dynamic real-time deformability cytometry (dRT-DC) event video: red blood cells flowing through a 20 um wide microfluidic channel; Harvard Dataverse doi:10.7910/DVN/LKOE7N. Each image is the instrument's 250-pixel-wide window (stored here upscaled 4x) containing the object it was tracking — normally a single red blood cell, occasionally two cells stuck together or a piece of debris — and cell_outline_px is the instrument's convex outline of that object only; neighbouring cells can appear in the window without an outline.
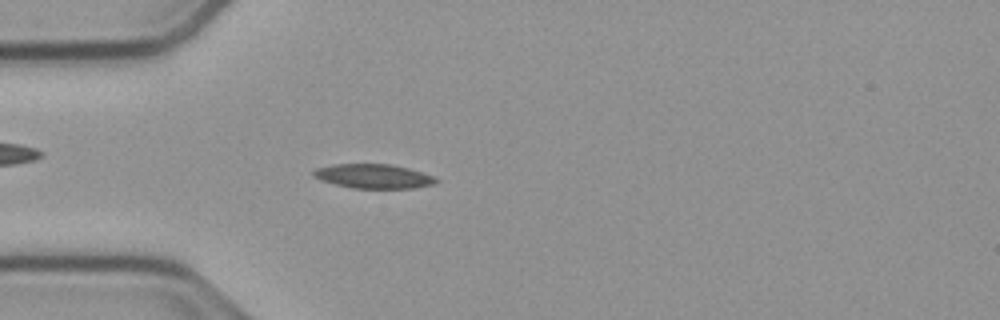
{"species": "common noctule bat (a hibernating species)", "species_latin": "Nyctalus noctula", "temperature_condition": "cold", "stored_images_in_passage": 54, "camera_frame_rate_fps": 3000, "um_per_image_px": 0.085, "animal": {"sex": "male", "body_mass_g": 23.1, "forearm_length_mm": 52.7}, "frame": {"image": 1, "passage_image": 15, "time_ms": 4.667, "image_size_px": [1000, 320], "cell_outline_px": [[440, 180], [436, 184], [416, 188], [352, 188], [320, 180], [312, 176], [312, 172], [316, 168], [332, 164], [392, 164], [408, 168], [432, 176]], "centroid_in_image_um": [31.74, 14.98], "position_along_channel_um": 53.3, "area_um2": 17.4}}
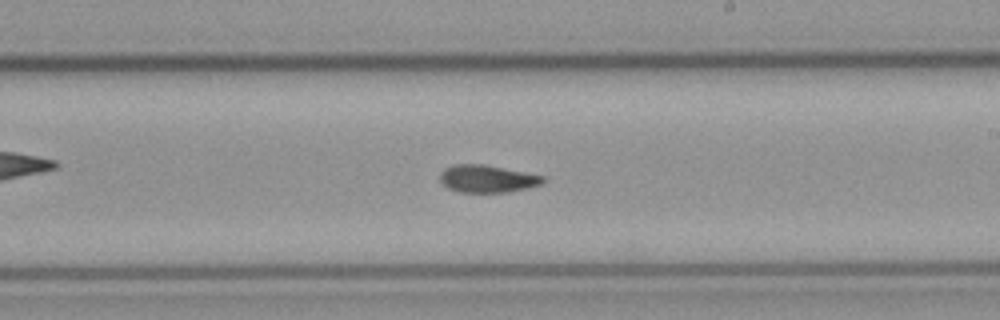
{"frame": {"image": 2, "passage_image": 31, "time_ms": 10.0, "image_size_px": [1000, 320], "cell_outline_px": [[544, 184], [528, 188], [508, 192], [460, 192], [448, 188], [440, 180], [440, 172], [444, 168], [452, 164], [484, 164], [544, 176]], "centroid_in_image_um": [41.41, 15.19], "position_along_channel_um": 247.6, "area_um2": 16.53}}
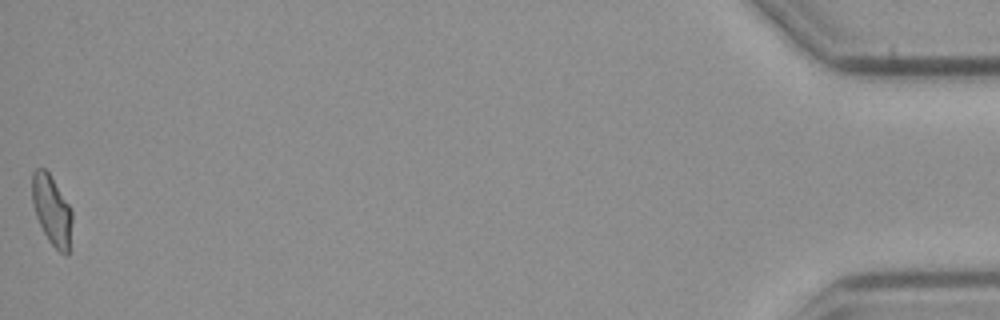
{"frame": {"image": 3, "passage_image": 54, "time_ms": 17.667, "image_size_px": [1000, 320], "cell_outline_px": [[72, 220], [68, 252], [64, 256], [48, 240], [36, 216], [32, 204], [32, 172], [36, 168], [44, 168], [48, 172], [68, 204], [72, 212]], "centroid_in_image_um": [4.38, 17.86], "position_along_channel_um": 430.8, "area_um2": 15.95}, "authors_computed_cell_mechanics": {"area_um2": 16.5019, "velocity_mm_per_s": 3.7695, "shape_relaxation_time_tau1_ms": null, "shape_relaxation_time_tau2_ms": 8.2868, "deformation_change_tau1": null, "deformation_change_tau2": 0.1297}}